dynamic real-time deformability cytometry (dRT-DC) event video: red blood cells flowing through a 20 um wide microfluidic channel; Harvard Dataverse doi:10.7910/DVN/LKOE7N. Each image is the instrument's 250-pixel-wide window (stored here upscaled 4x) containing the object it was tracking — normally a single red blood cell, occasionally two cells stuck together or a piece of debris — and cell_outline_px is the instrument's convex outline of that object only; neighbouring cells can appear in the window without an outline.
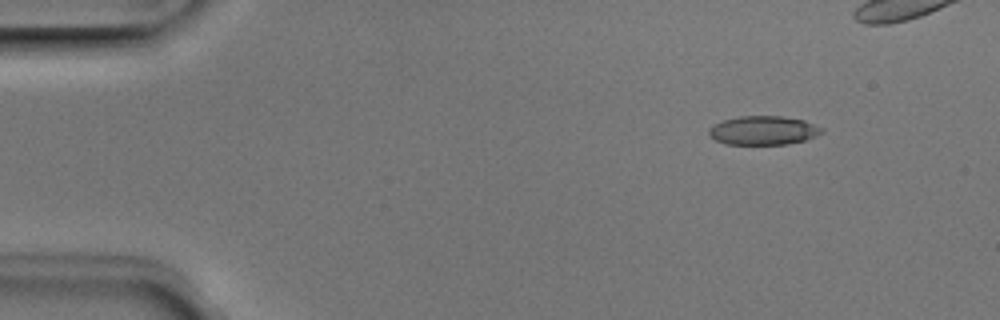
{"species": "Egyptian fruit bat (a non-hibernating species)", "species_latin": "Rousettus aegyptiacus", "temperature_condition": "room temperature", "stored_images_in_passage": 7, "camera_frame_rate_fps": 3000, "um_per_image_px": 0.085, "animal": {"sex": "male"}, "frame": {"image": 1, "passage_image": 2, "time_ms": 0.333, "image_size_px": [1000, 320], "cell_outline_px": [[824, 132], [816, 136], [804, 140], [788, 144], [724, 144], [716, 140], [708, 132], [708, 128], [724, 120], [740, 116], [780, 116], [804, 120], [824, 128]], "centroid_in_image_um": [64.92, 11.08], "position_along_channel_um": 20.1, "area_um2": 18.9}}
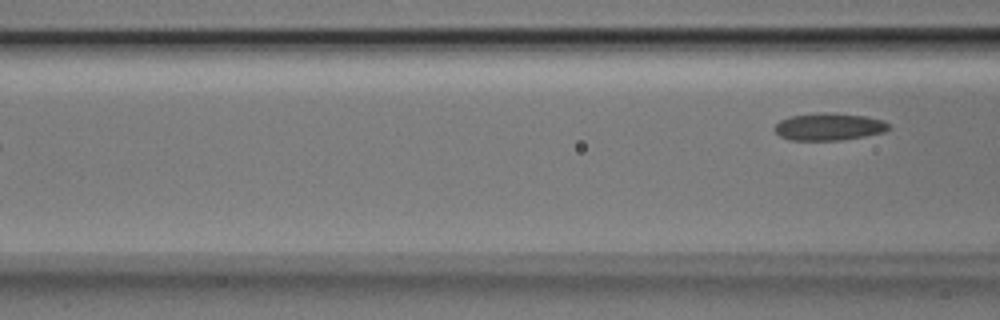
{"frame": {"image": 2, "passage_image": 7, "time_ms": 2.0, "image_size_px": [1000, 320], "cell_outline_px": [[892, 128], [884, 132], [864, 136], [840, 140], [788, 140], [780, 136], [772, 128], [780, 120], [792, 116], [864, 116], [884, 120], [892, 124]], "centroid_in_image_um": [70.5, 10.84], "position_along_channel_um": 96.1, "area_um2": 17.17}}